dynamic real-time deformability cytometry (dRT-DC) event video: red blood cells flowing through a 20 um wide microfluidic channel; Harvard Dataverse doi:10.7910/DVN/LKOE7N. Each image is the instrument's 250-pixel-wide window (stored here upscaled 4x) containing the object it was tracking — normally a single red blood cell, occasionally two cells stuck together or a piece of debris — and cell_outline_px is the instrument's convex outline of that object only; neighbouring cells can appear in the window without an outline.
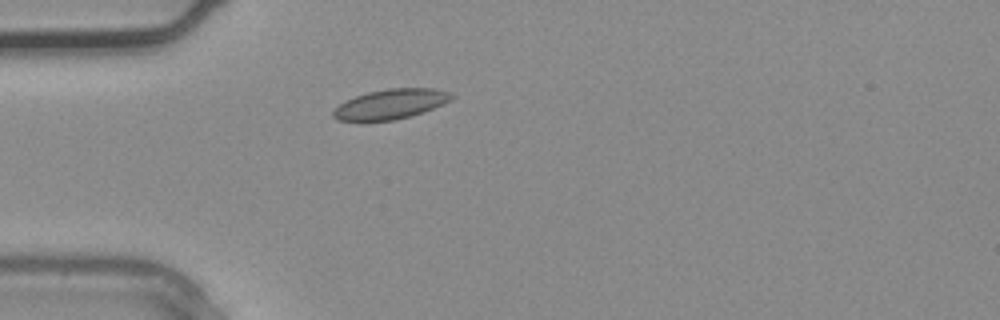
{"species": "common noctule bat (a hibernating species)", "species_latin": "Nyctalus noctula", "temperature_condition": "warm", "stored_images_in_passage": 1, "camera_frame_rate_fps": 3000, "um_per_image_px": 0.085, "animal": {"sex": "male", "body_mass_g": 20.4}, "frame": {"image": 1, "passage_image": 1, "time_ms": 0.0, "image_size_px": [1000, 320], "cell_outline_px": [[456, 96], [452, 100], [444, 104], [424, 112], [392, 120], [336, 120], [332, 116], [332, 112], [344, 100], [368, 92], [388, 88], [436, 88], [452, 92]], "centroid_in_image_um": [33.27, 8.82], "position_along_channel_um": 51.7, "area_um2": 20.63}}